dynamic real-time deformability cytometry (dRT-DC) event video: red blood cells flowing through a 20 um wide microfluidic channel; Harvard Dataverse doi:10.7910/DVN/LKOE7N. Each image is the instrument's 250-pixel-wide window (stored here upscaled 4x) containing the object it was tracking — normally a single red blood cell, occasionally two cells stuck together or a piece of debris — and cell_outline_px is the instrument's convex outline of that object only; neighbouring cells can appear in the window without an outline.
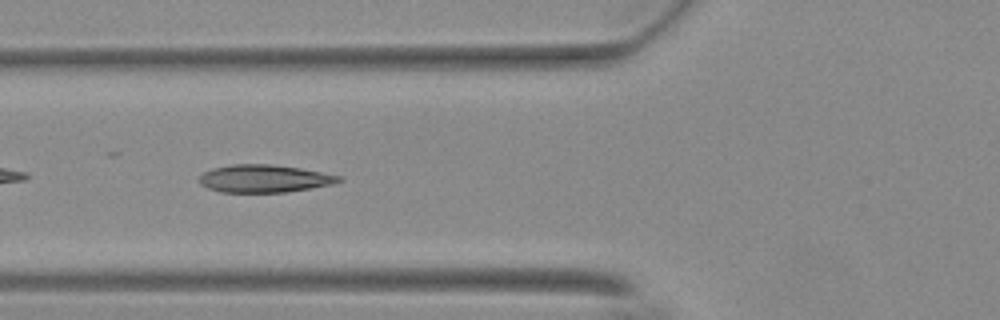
{"species": "Egyptian fruit bat (a non-hibernating species)", "species_latin": "Rousettus aegyptiacus", "temperature_condition": "warm", "stored_images_in_passage": 36, "camera_frame_rate_fps": 3000, "um_per_image_px": 0.085, "animal": {"sex": "female"}, "frame": {"image": 1, "passage_image": 5, "time_ms": 1.333, "image_size_px": [1000, 320], "cell_outline_px": [[344, 180], [332, 184], [312, 188], [288, 192], [220, 192], [208, 188], [200, 184], [196, 180], [204, 172], [212, 168], [232, 164], [272, 164], [300, 168], [340, 176]], "centroid_in_image_um": [22.43, 15.18], "position_along_channel_um": 103.4, "area_um2": 22.6}}
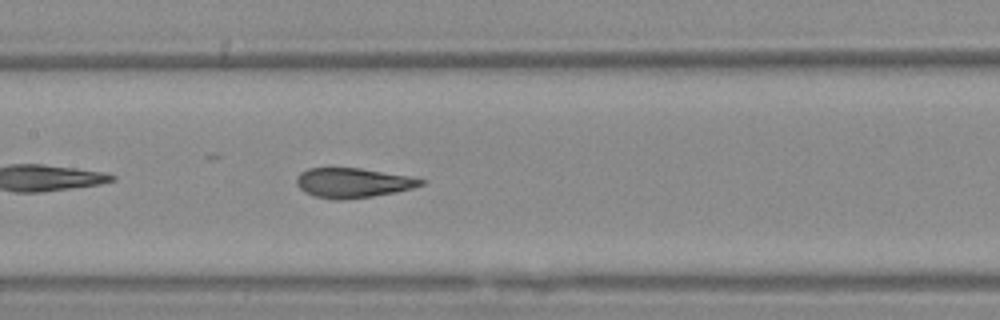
{"frame": {"image": 2, "passage_image": 11, "time_ms": 3.333, "image_size_px": [1000, 320], "cell_outline_px": [[424, 184], [412, 188], [396, 192], [372, 196], [340, 200], [336, 200], [312, 196], [304, 192], [296, 184], [296, 176], [300, 172], [308, 168], [360, 168], [408, 176], [424, 180]], "centroid_in_image_um": [29.94, 15.54], "position_along_channel_um": 177.5, "area_um2": 21.5}}
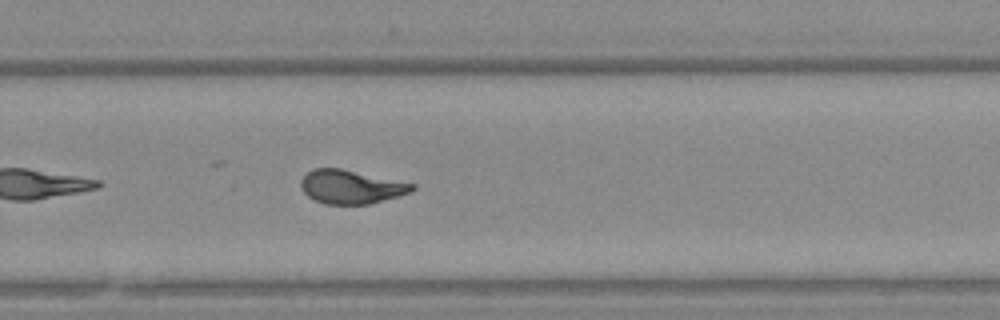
{"frame": {"image": 3, "passage_image": 21, "time_ms": 6.667, "image_size_px": [1000, 320], "cell_outline_px": [[416, 188], [412, 192], [368, 204], [324, 204], [308, 196], [304, 192], [300, 184], [300, 180], [312, 168], [340, 168], [416, 184]], "centroid_in_image_um": [29.84, 15.87], "position_along_channel_um": 300.0, "area_um2": 21.73}}